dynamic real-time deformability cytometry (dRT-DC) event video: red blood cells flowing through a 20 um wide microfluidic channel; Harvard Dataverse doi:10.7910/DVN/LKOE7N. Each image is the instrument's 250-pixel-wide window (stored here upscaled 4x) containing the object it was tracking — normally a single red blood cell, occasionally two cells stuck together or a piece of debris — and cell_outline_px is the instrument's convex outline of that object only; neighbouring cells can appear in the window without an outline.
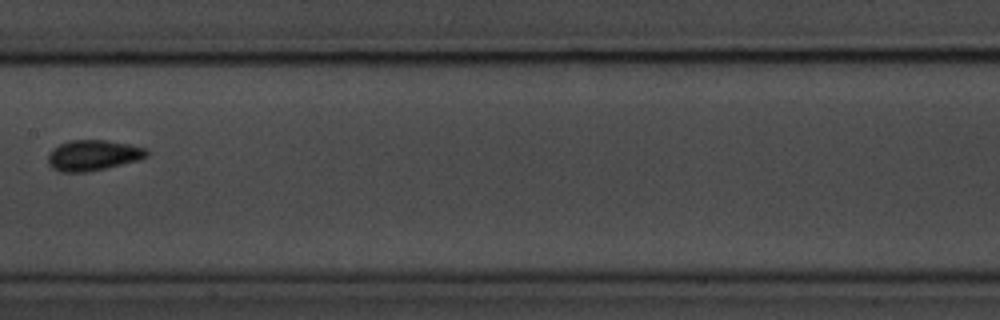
{"species": "common noctule bat (a hibernating species)", "species_latin": "Nyctalus noctula", "temperature_condition": "room temperature", "stored_images_in_passage": 10, "segment_of_instrument_passage": [1, 2], "camera_frame_rate_fps": 3000, "um_per_image_px": 0.085, "animal": {"sex": "male", "body_mass_g": 20.1, "forearm_length_mm": 53.5}, "frame": {"image": 1, "passage_image": 9, "time_ms": 9.333, "image_size_px": [1000, 320], "cell_outline_px": [[148, 156], [136, 160], [88, 172], [60, 172], [52, 168], [48, 164], [48, 152], [52, 148], [68, 140], [104, 140], [128, 144], [144, 148], [148, 152]], "centroid_in_image_um": [7.83, 13.2], "position_along_channel_um": 199.6, "area_um2": 17.46}}